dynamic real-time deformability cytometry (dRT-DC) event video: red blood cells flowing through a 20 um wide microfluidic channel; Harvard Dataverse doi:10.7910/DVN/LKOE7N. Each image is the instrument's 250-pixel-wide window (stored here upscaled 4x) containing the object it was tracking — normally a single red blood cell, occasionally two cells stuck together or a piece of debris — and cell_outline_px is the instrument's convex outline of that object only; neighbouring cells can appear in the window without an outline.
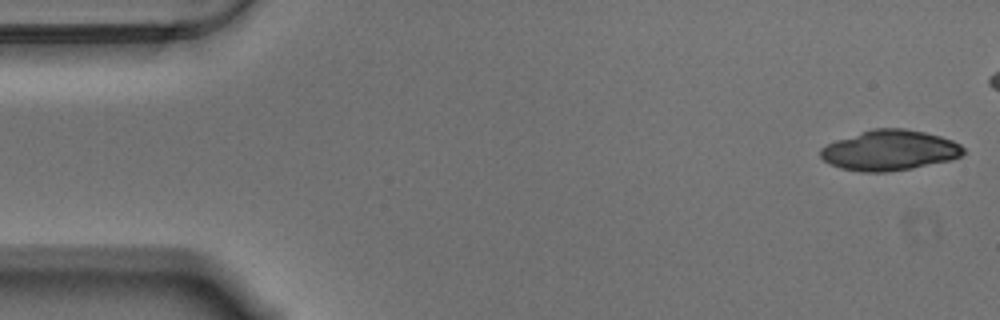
{"species": "Egyptian fruit bat (a non-hibernating species)", "species_latin": "Rousettus aegyptiacus", "temperature_condition": "warm", "stored_images_in_passage": 18, "camera_frame_rate_fps": 3000, "um_per_image_px": 0.085, "animal": {"sex": "male"}, "frame": {"image": 1, "passage_image": 1, "time_ms": 0.0, "image_size_px": [1000, 320], "cell_outline_px": [[964, 152], [960, 156], [952, 160], [912, 168], [888, 172], [860, 172], [840, 168], [824, 160], [820, 156], [820, 148], [836, 140], [872, 128], [904, 128], [924, 132], [940, 136], [952, 140], [960, 144], [964, 148]], "centroid_in_image_um": [75.62, 12.78], "position_along_channel_um": 9.4, "area_um2": 33.58}}